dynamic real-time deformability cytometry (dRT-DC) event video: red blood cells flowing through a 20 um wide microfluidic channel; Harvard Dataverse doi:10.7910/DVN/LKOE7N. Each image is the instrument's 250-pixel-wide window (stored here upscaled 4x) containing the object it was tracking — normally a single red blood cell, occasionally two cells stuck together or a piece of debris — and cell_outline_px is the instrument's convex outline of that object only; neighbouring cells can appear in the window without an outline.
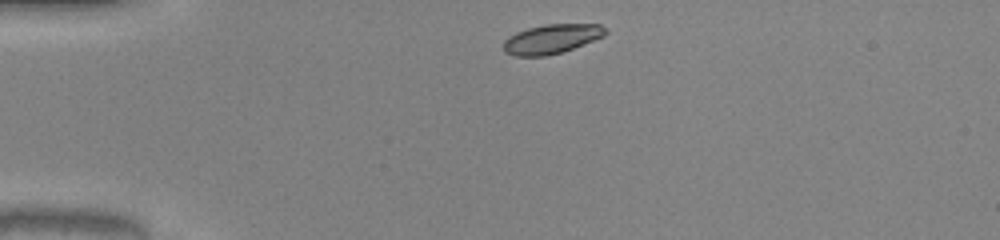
{"species": "common noctule bat (a hibernating species)", "species_latin": "Nyctalus noctula", "temperature_condition": "warm", "stored_images_in_passage": 34, "camera_frame_rate_fps": 3000, "um_per_image_px": 0.085, "animal": {"sex": "male", "body_mass_g": 20.0, "forearm_length_mm": 53.3}, "frame": {"image": 1, "passage_image": 1, "time_ms": 0.0, "image_size_px": [1000, 240], "cell_outline_px": [[608, 32], [604, 36], [572, 48], [560, 52], [544, 56], [516, 56], [504, 52], [504, 40], [508, 36], [516, 32], [528, 28], [544, 24], [600, 24]], "centroid_in_image_um": [46.86, 3.3], "position_along_channel_um": 38.1, "area_um2": 17.28}}
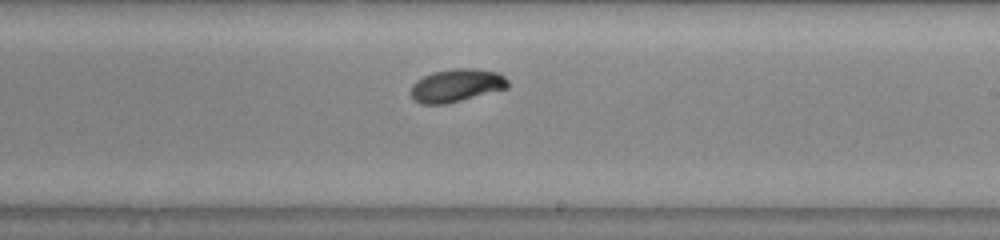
{"frame": {"image": 2, "passage_image": 20, "time_ms": 6.333, "image_size_px": [1000, 240], "cell_outline_px": [[508, 88], [444, 104], [420, 104], [412, 100], [408, 92], [412, 84], [416, 80], [432, 72], [456, 68], [472, 68], [496, 72], [504, 76], [508, 80]], "centroid_in_image_um": [38.73, 7.27], "position_along_channel_um": 250.3, "area_um2": 18.73}}
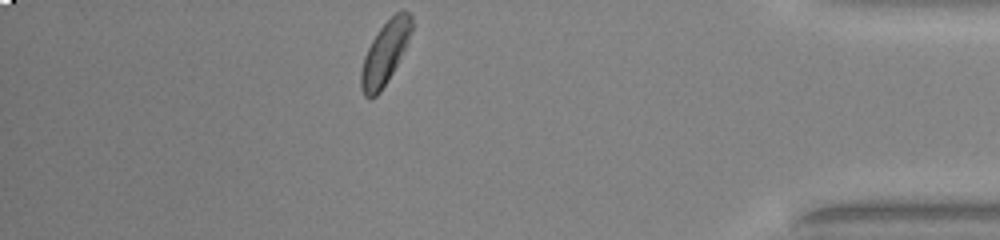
{"frame": {"image": 3, "passage_image": 34, "time_ms": 11.0, "image_size_px": [1000, 240], "cell_outline_px": [[412, 28], [408, 40], [392, 72], [380, 92], [376, 96], [364, 96], [360, 88], [360, 72], [364, 56], [372, 40], [380, 28], [396, 12], [408, 12], [412, 16]], "centroid_in_image_um": [32.69, 4.51], "position_along_channel_um": 402.5, "area_um2": 17.92}, "authors_computed_cell_mechanics": {"area_um2": 18.496, "velocity_mm_per_s": 4.0503, "shape_relaxation_time_tau1_ms": 2.8008, "shape_relaxation_time_tau2_ms": null, "deformation_change_tau1": 0.1097, "deformation_change_tau2": null}}